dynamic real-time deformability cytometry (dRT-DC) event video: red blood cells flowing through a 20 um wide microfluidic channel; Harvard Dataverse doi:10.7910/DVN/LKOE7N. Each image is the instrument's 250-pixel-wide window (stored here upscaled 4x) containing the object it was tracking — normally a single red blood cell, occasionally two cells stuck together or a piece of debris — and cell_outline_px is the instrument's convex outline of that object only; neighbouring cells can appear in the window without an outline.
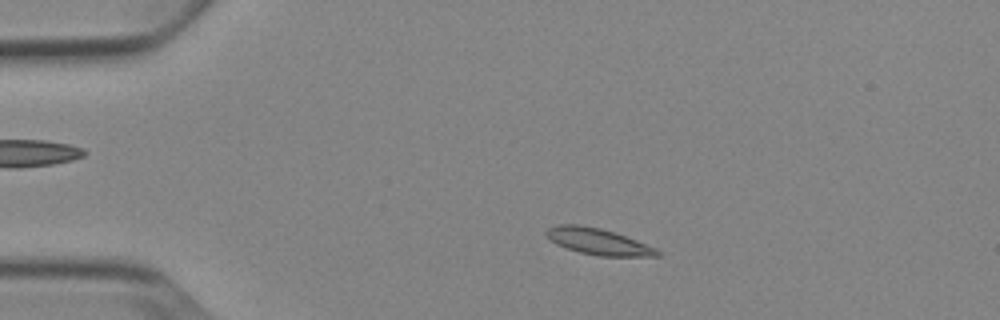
{"species": "Egyptian fruit bat (a non-hibernating species)", "species_latin": "Rousettus aegyptiacus", "temperature_condition": "cold", "stored_images_in_passage": 45, "camera_frame_rate_fps": 3000, "um_per_image_px": 0.085, "animal": {"sex": "female"}, "frame": {"image": 1, "passage_image": 3, "time_ms": 0.667, "image_size_px": [1000, 320], "cell_outline_px": [[660, 256], [600, 256], [580, 252], [556, 244], [544, 232], [548, 228], [556, 224], [576, 224], [600, 228], [616, 232], [656, 248], [660, 252]], "centroid_in_image_um": [50.85, 20.52], "position_along_channel_um": 34.2, "area_um2": 16.88}}
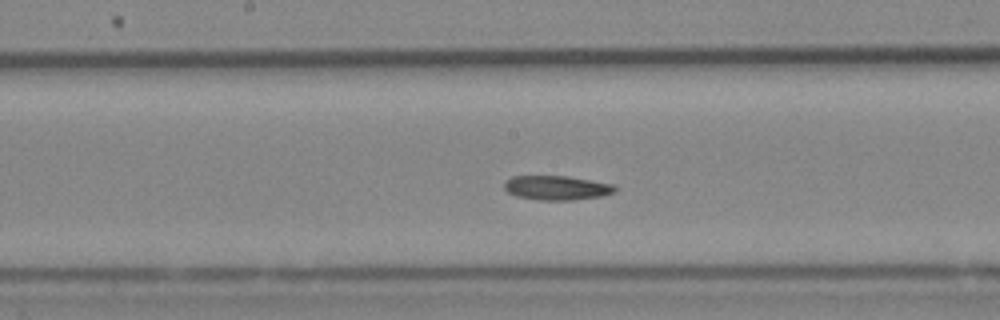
{"frame": {"image": 2, "passage_image": 20, "time_ms": 6.333, "image_size_px": [1000, 320], "cell_outline_px": [[616, 192], [600, 196], [572, 200], [540, 200], [516, 196], [508, 192], [504, 188], [504, 180], [512, 176], [568, 176], [616, 184]], "centroid_in_image_um": [47.33, 15.95], "position_along_channel_um": 200.9, "area_um2": 15.84}}
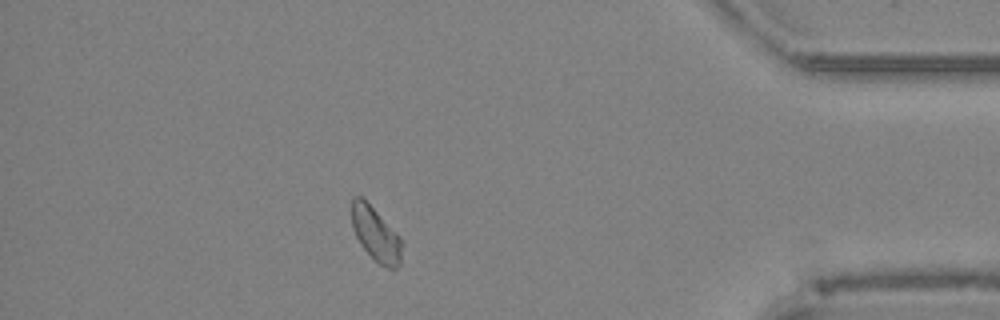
{"frame": {"image": 3, "passage_image": 39, "time_ms": 12.667, "image_size_px": [1000, 320], "cell_outline_px": [[400, 264], [396, 268], [388, 268], [380, 264], [360, 244], [352, 228], [352, 200], [356, 196], [360, 196], [400, 236]], "centroid_in_image_um": [31.92, 19.91], "position_along_channel_um": 403.3, "area_um2": 15.09}, "authors_computed_cell_mechanics": {"area_um2": 16.0684, "velocity_mm_per_s": 3.8034, "shape_relaxation_time_tau1_ms": 2.7117, "shape_relaxation_time_tau2_ms": 3.7072, "deformation_change_tau1": 0.1136, "deformation_change_tau2": 0.067}}